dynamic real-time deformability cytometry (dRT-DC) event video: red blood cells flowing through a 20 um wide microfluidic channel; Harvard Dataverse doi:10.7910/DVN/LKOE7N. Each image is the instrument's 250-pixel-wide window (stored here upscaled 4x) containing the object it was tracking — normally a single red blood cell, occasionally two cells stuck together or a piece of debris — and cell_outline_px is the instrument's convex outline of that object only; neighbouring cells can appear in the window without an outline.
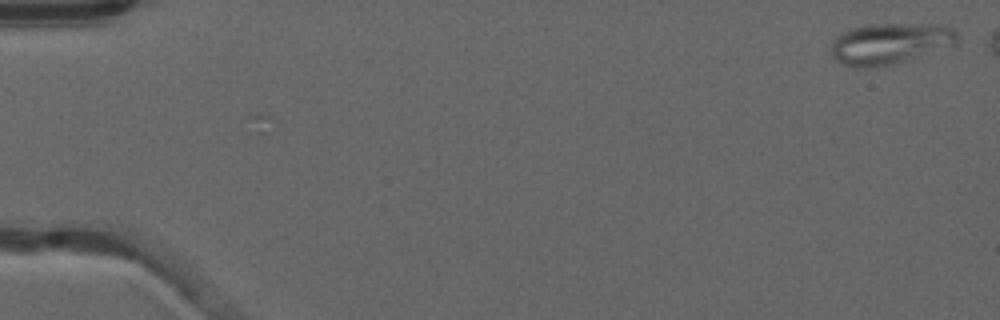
{"species": "common noctule bat (a hibernating species)", "species_latin": "Nyctalus noctula", "temperature_condition": "warm", "stored_images_in_passage": 47, "camera_frame_rate_fps": 3000, "um_per_image_px": 0.085, "animal": {"sex": "male", "forearm_length_mm": 52.5}, "frame": {"image": 1, "passage_image": 1, "time_ms": 0.0, "image_size_px": [1000, 320], "cell_outline_px": [[960, 36], [956, 44], [904, 60], [888, 64], [868, 68], [864, 68], [844, 64], [836, 60], [832, 56], [832, 40], [840, 32], [852, 28], [868, 24], [944, 24], [952, 28]], "centroid_in_image_um": [75.64, 3.66], "position_along_channel_um": 9.4, "area_um2": 29.94}}
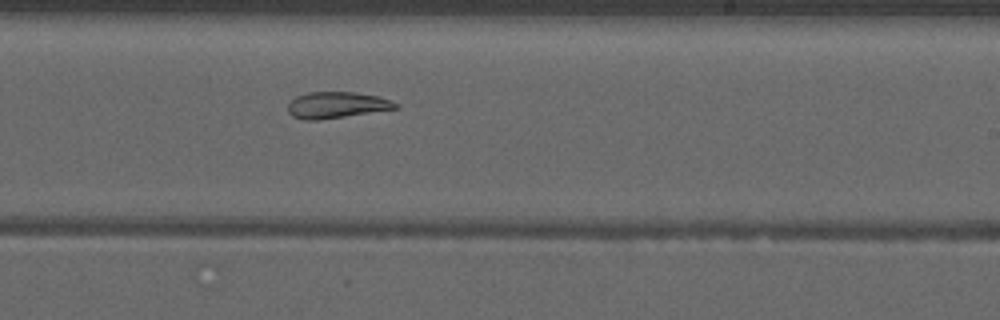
{"frame": {"image": 2, "passage_image": 32, "time_ms": 10.333, "image_size_px": [1000, 320], "cell_outline_px": [[400, 108], [320, 120], [304, 120], [292, 116], [288, 112], [288, 104], [296, 96], [308, 92], [356, 92], [376, 96], [400, 104]], "centroid_in_image_um": [28.61, 8.93], "position_along_channel_um": 260.4, "area_um2": 16.53}}
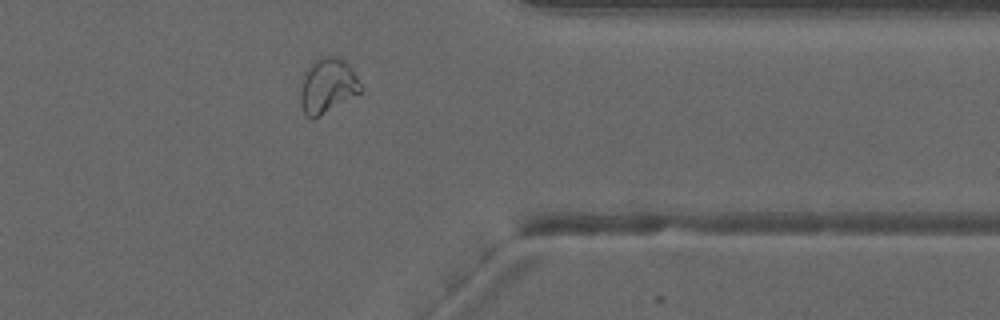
{"frame": {"image": 3, "passage_image": 42, "time_ms": 13.667, "image_size_px": [1000, 320], "cell_outline_px": [[364, 88], [360, 92], [320, 116], [312, 120], [304, 116], [300, 104], [300, 92], [304, 72], [320, 56], [336, 56], [344, 60], [352, 68]], "centroid_in_image_um": [27.83, 7.3], "position_along_channel_um": 383.6, "area_um2": 19.42}}